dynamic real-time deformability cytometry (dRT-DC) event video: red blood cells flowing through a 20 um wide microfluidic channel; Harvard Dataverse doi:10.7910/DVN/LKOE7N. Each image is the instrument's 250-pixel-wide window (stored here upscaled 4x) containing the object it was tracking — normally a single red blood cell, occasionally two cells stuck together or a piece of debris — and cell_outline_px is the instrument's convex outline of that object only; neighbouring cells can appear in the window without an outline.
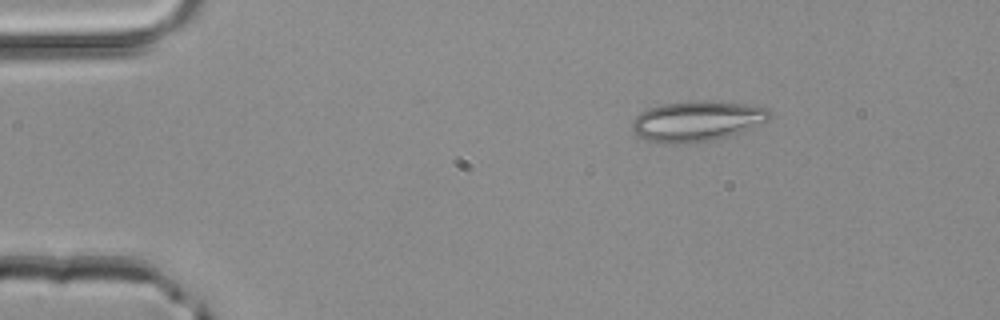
{"species": "common noctule bat (a hibernating species)", "species_latin": "Nyctalus noctula", "temperature_condition": "room temperature", "stored_images_in_passage": 3, "camera_frame_rate_fps": 3000, "um_per_image_px": 0.085, "animal": {"sex": "male", "body_mass_g": 20.4}, "frame": {"image": 1, "passage_image": 1, "time_ms": 0.0, "image_size_px": [1000, 320], "cell_outline_px": [[772, 116], [768, 120], [744, 132], [712, 140], [692, 144], [664, 144], [648, 140], [632, 132], [632, 120], [640, 112], [648, 108], [664, 104], [704, 100], [752, 104], [768, 108]], "centroid_in_image_um": [59.27, 10.3], "position_along_channel_um": 25.7, "area_um2": 32.83}}